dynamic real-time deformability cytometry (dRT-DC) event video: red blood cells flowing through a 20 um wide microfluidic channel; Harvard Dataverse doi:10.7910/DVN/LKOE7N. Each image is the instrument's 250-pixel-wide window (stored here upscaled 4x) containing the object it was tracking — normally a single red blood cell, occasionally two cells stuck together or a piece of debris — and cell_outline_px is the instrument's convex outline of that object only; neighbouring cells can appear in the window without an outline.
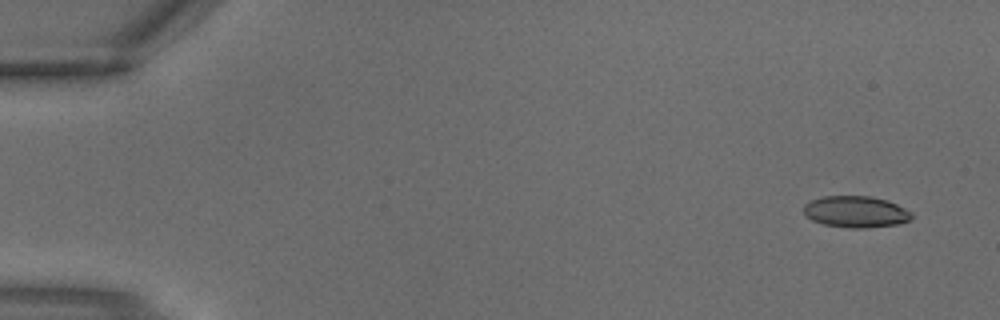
{"species": "common noctule bat (a hibernating species)", "species_latin": "Nyctalus noctula", "temperature_condition": "warm", "stored_images_in_passage": 3, "camera_frame_rate_fps": 3000, "um_per_image_px": 0.085, "animal": {"sex": "male", "body_mass_g": 18.8}, "frame": {"image": 1, "passage_image": 1, "time_ms": 0.0, "image_size_px": [1000, 320], "cell_outline_px": [[912, 216], [908, 220], [900, 224], [868, 228], [852, 228], [824, 224], [812, 220], [804, 212], [804, 204], [812, 200], [824, 196], [868, 196], [884, 200], [896, 204], [912, 212]], "centroid_in_image_um": [72.75, 18.01], "position_along_channel_um": 12.3, "area_um2": 19.59}}
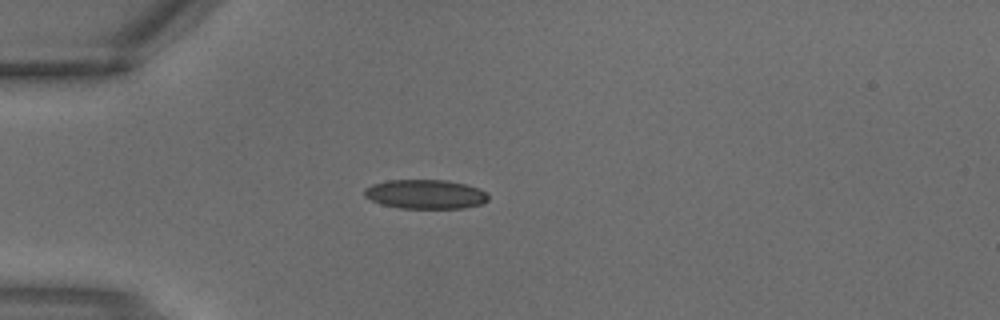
{"frame": {"image": 2, "passage_image": 3, "time_ms": 0.667, "image_size_px": [1000, 320], "cell_outline_px": [[488, 200], [484, 204], [464, 208], [400, 208], [384, 204], [372, 200], [364, 196], [364, 188], [372, 184], [388, 180], [444, 180], [464, 184], [480, 188], [488, 196]], "centroid_in_image_um": [36.18, 16.51], "position_along_channel_um": 48.8, "area_um2": 21.04}}